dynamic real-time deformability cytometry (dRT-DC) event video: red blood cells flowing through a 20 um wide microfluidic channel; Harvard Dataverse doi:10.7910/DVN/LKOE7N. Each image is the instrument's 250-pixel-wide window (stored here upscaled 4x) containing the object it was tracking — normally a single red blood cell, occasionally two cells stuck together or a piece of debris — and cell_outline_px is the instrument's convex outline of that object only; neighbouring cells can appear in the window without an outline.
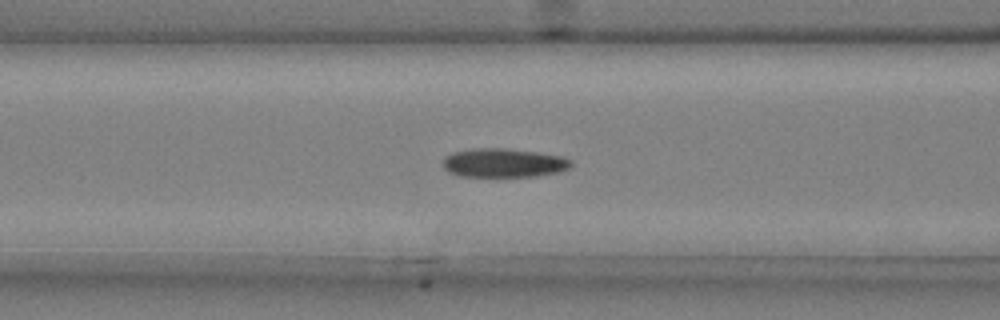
{"species": "common noctule bat (a hibernating species)", "species_latin": "Nyctalus noctula", "temperature_condition": "cold", "stored_images_in_passage": 49, "camera_frame_rate_fps": 3000, "um_per_image_px": 0.085, "animal": {"sex": "male", "body_mass_g": 20.4}, "frame": {"image": 1, "passage_image": 21, "time_ms": 6.667, "image_size_px": [1000, 320], "cell_outline_px": [[572, 164], [568, 168], [560, 172], [536, 176], [460, 176], [448, 172], [444, 168], [444, 156], [452, 152], [472, 148], [504, 148], [536, 152], [560, 156], [572, 160]], "centroid_in_image_um": [42.79, 13.84], "position_along_channel_um": 123.8, "area_um2": 21.56}}
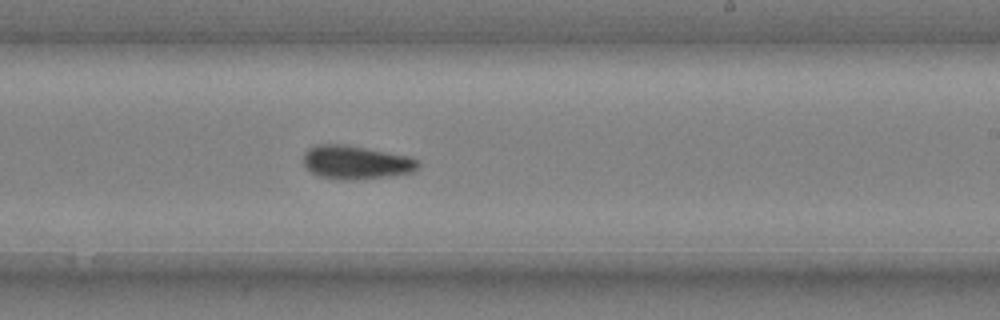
{"frame": {"image": 2, "passage_image": 32, "time_ms": 10.333, "image_size_px": [1000, 320], "cell_outline_px": [[420, 168], [412, 172], [392, 176], [356, 180], [340, 180], [320, 176], [312, 172], [304, 164], [304, 152], [308, 148], [316, 144], [340, 144], [412, 156], [420, 160]], "centroid_in_image_um": [30.31, 13.81], "position_along_channel_um": 258.7, "area_um2": 22.66}}
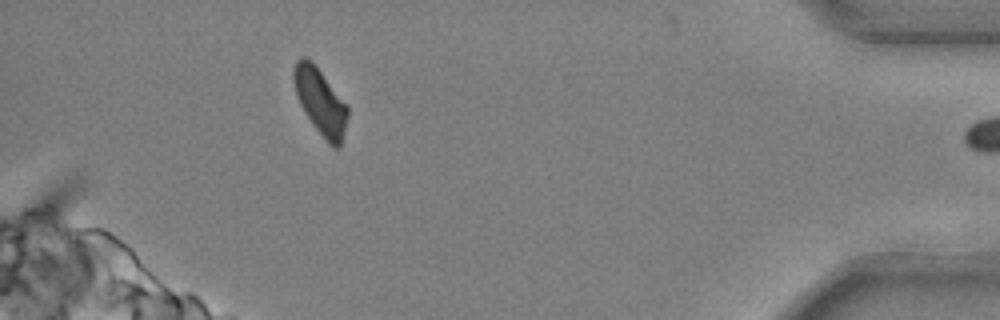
{"frame": {"image": 3, "passage_image": 48, "time_ms": 15.667, "image_size_px": [1000, 320], "cell_outline_px": [[348, 116], [340, 148], [332, 148], [328, 144], [312, 124], [300, 104], [296, 96], [292, 76], [292, 72], [296, 60], [300, 56], [304, 56], [312, 60], [348, 104]], "centroid_in_image_um": [27.23, 8.61], "position_along_channel_um": 408.0, "area_um2": 21.27}, "authors_computed_cell_mechanics": {"area_um2": 21.5016, "velocity_mm_per_s": 3.6876, "shape_relaxation_time_tau1_ms": 6.7765, "shape_relaxation_time_tau2_ms": null, "deformation_change_tau1": 0.168, "deformation_change_tau2": null}}